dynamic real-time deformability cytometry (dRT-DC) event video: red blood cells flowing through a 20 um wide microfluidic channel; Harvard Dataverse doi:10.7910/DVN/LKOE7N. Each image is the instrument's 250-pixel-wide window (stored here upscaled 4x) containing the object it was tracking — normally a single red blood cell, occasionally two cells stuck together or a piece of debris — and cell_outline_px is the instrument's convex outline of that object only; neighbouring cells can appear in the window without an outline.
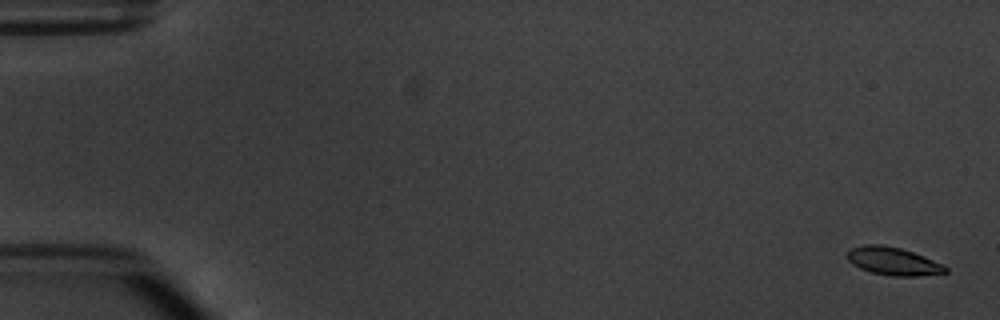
{"species": "common noctule bat (a hibernating species)", "species_latin": "Nyctalus noctula", "temperature_condition": "warm", "stored_images_in_passage": 5, "camera_frame_rate_fps": 3000, "um_per_image_px": 0.085, "animal": {"sex": "male", "body_mass_g": 20.1, "forearm_length_mm": 53.5}, "frame": {"image": 1, "passage_image": 1, "time_ms": 0.0, "image_size_px": [1000, 320], "cell_outline_px": [[948, 272], [916, 276], [892, 276], [872, 272], [860, 268], [852, 264], [848, 260], [848, 248], [864, 244], [880, 244], [900, 248], [924, 256], [944, 264], [948, 268]], "centroid_in_image_um": [75.92, 22.19], "position_along_channel_um": 9.1, "area_um2": 16.01}}
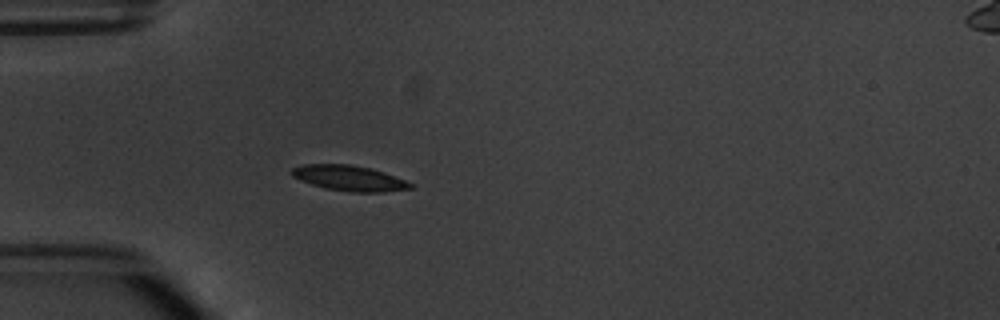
{"frame": {"image": 2, "passage_image": 5, "time_ms": 5.0, "image_size_px": [1000, 320], "cell_outline_px": [[412, 188], [384, 192], [352, 192], [324, 188], [300, 180], [292, 176], [288, 172], [292, 168], [304, 164], [348, 164], [372, 168], [384, 172], [404, 180], [412, 184]], "centroid_in_image_um": [29.64, 15.13], "position_along_channel_um": 55.4, "area_um2": 17.57}}